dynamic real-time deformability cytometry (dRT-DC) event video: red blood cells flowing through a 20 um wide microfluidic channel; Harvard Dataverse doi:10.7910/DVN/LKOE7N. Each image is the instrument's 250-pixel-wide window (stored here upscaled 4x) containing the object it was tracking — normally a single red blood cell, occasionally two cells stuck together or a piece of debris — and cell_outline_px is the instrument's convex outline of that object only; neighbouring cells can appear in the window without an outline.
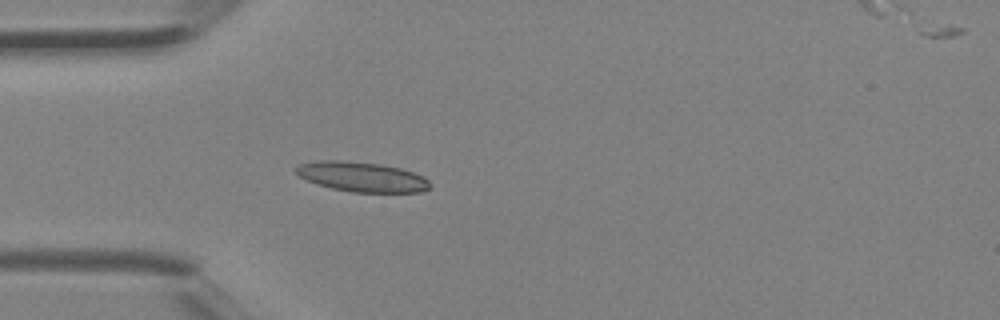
{"species": "Egyptian fruit bat (a non-hibernating species)", "species_latin": "Rousettus aegyptiacus", "temperature_condition": "room temperature", "stored_images_in_passage": 4, "camera_frame_rate_fps": 3000, "um_per_image_px": 0.085, "animal": {"sex": "female"}, "frame": {"image": 1, "passage_image": 3, "time_ms": 0.667, "image_size_px": [1000, 320], "cell_outline_px": [[432, 188], [420, 192], [352, 192], [332, 188], [308, 180], [300, 176], [296, 172], [296, 168], [300, 164], [316, 160], [336, 160], [380, 164], [400, 168], [424, 176], [432, 184]], "centroid_in_image_um": [30.82, 15.03], "position_along_channel_um": 54.2, "area_um2": 23.12}}